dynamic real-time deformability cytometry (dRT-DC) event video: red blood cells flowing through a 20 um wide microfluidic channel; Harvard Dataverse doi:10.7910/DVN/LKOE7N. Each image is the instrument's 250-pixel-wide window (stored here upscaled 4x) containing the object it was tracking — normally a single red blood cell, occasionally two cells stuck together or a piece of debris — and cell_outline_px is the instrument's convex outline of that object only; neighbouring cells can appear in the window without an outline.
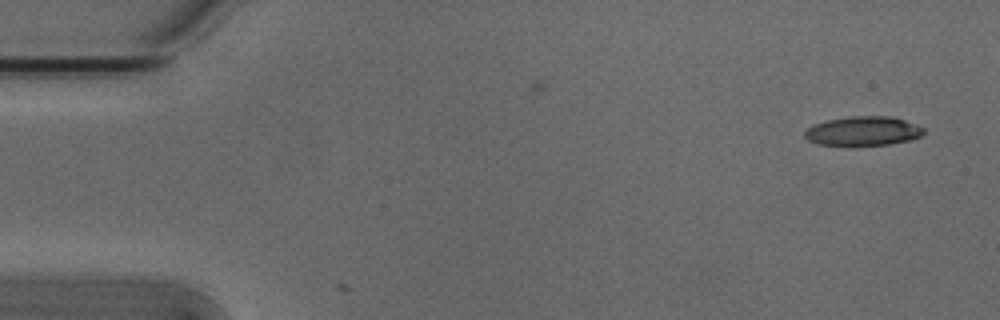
{"species": "Egyptian fruit bat (a non-hibernating species)", "species_latin": "Rousettus aegyptiacus", "temperature_condition": "cold", "stored_images_in_passage": 3, "camera_frame_rate_fps": 3000, "um_per_image_px": 0.085, "animal": {"sex": "male"}, "frame": {"image": 1, "passage_image": 3, "time_ms": 0.667, "image_size_px": [1000, 320], "cell_outline_px": [[924, 132], [920, 136], [912, 140], [888, 144], [816, 144], [808, 140], [804, 136], [804, 132], [812, 124], [828, 120], [848, 116], [892, 116], [904, 120], [924, 128]], "centroid_in_image_um": [73.36, 11.12], "position_along_channel_um": 11.6, "area_um2": 20.0}}